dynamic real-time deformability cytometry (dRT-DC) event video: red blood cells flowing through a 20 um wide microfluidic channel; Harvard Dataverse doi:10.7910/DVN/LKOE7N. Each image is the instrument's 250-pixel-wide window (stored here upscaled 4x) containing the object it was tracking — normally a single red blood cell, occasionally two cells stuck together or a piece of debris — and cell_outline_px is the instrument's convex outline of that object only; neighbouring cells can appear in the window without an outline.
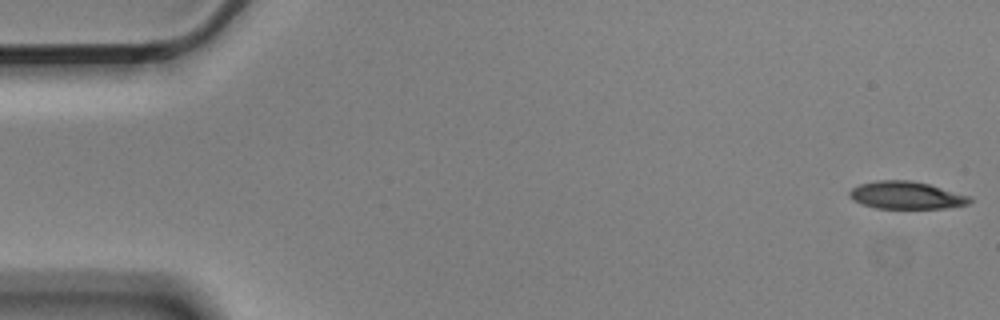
{"species": "Egyptian fruit bat (a non-hibernating species)", "species_latin": "Rousettus aegyptiacus", "temperature_condition": "cold", "stored_images_in_passage": 4, "camera_frame_rate_fps": 3000, "um_per_image_px": 0.085, "animal": {"sex": "male"}, "frame": {"image": 1, "passage_image": 1, "time_ms": 0.0, "image_size_px": [1000, 320], "cell_outline_px": [[972, 200], [968, 204], [944, 208], [876, 208], [852, 200], [848, 196], [848, 192], [852, 188], [860, 184], [876, 180], [912, 180], [928, 184], [972, 196]], "centroid_in_image_um": [77.03, 16.59], "position_along_channel_um": 8.0, "area_um2": 19.31}}
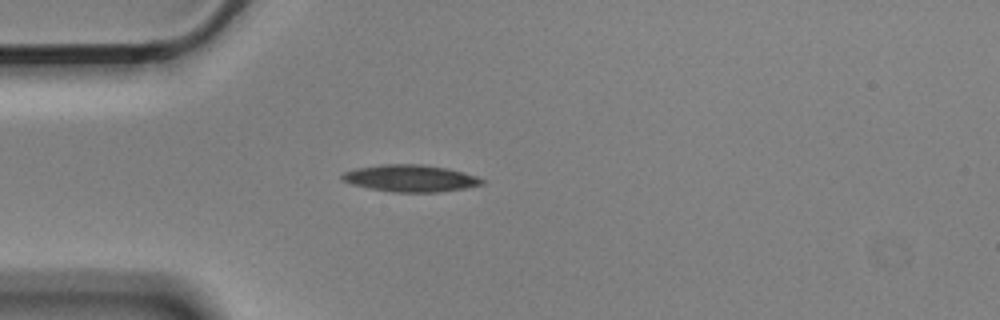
{"frame": {"image": 2, "passage_image": 3, "time_ms": 0.667, "image_size_px": [1000, 320], "cell_outline_px": [[488, 180], [484, 184], [464, 188], [436, 192], [396, 192], [368, 188], [352, 184], [344, 180], [340, 176], [344, 172], [356, 168], [380, 164], [420, 164], [448, 168], [464, 172]], "centroid_in_image_um": [34.92, 15.14], "position_along_channel_um": 50.1, "area_um2": 21.96}}